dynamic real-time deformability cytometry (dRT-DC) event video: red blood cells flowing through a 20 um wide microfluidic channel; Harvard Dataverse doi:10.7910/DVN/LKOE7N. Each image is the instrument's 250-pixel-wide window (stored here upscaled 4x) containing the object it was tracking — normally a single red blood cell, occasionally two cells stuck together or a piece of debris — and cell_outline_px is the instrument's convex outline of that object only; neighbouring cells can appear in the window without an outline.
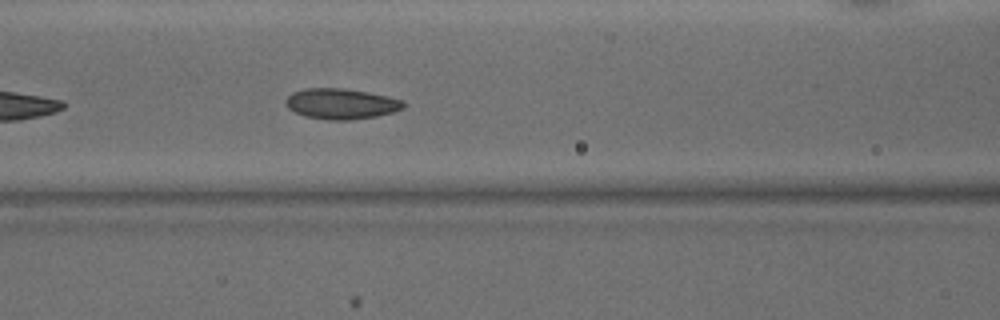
{"species": "common noctule bat (a hibernating species)", "species_latin": "Nyctalus noctula", "temperature_condition": "warm", "stored_images_in_passage": 14, "camera_frame_rate_fps": 3000, "um_per_image_px": 0.085, "animal": {"sex": "male", "body_mass_g": 15.6}, "frame": {"image": 1, "passage_image": 8, "time_ms": 2.333, "image_size_px": [1000, 320], "cell_outline_px": [[404, 108], [392, 112], [376, 116], [348, 120], [328, 120], [304, 116], [288, 108], [284, 100], [292, 92], [304, 88], [344, 88], [368, 92], [388, 96], [404, 100]], "centroid_in_image_um": [28.98, 8.81], "position_along_channel_um": 137.6, "area_um2": 21.04}}